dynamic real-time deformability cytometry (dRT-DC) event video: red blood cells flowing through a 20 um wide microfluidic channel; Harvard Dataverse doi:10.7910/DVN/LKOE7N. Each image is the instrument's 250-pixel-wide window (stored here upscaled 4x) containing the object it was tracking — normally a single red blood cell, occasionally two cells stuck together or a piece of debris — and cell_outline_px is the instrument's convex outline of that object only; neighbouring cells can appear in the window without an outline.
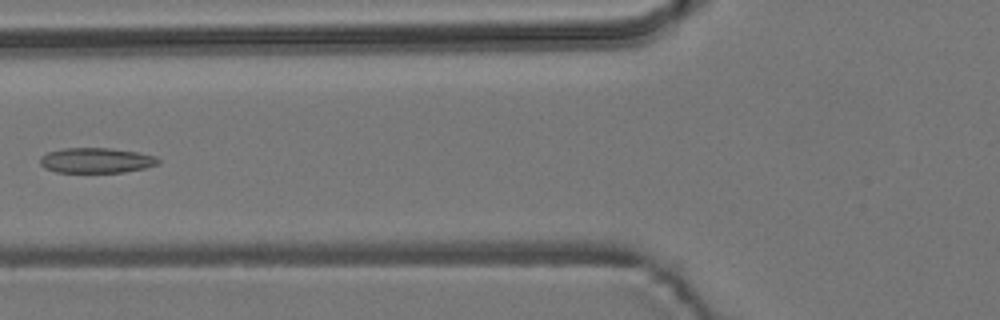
{"species": "common noctule bat (a hibernating species)", "species_latin": "Nyctalus noctula", "temperature_condition": "room temperature", "stored_images_in_passage": 5, "camera_frame_rate_fps": 3000, "um_per_image_px": 0.085, "animal": {"sex": "male", "body_mass_g": 19.2, "forearm_length_mm": 51.8}, "frame": {"image": 1, "passage_image": 5, "time_ms": 4.667, "image_size_px": [1000, 320], "cell_outline_px": [[160, 164], [144, 168], [124, 172], [56, 172], [44, 168], [40, 164], [40, 156], [48, 152], [64, 148], [112, 148], [136, 152], [156, 156], [160, 160]], "centroid_in_image_um": [8.18, 13.63], "position_along_channel_um": 117.6, "area_um2": 17.4}}